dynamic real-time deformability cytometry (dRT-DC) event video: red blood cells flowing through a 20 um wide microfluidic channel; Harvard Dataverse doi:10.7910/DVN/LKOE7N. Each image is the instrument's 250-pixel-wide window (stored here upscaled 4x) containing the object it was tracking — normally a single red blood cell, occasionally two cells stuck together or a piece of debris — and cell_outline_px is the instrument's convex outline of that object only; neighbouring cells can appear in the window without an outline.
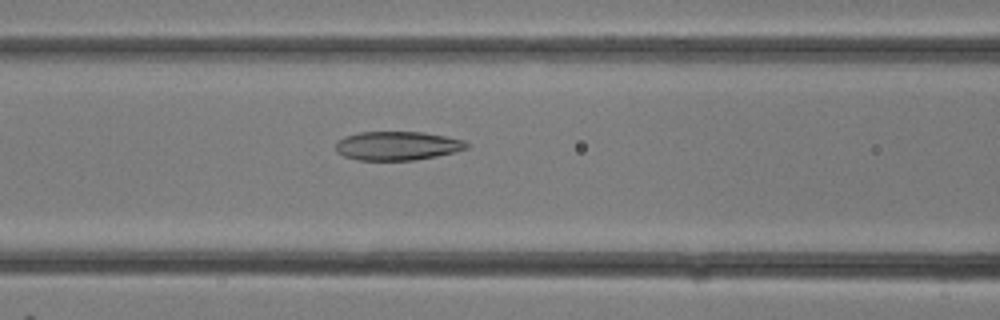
{"species": "common noctule bat (a hibernating species)", "species_latin": "Nyctalus noctula", "temperature_condition": "room temperature", "stored_images_in_passage": 18, "camera_frame_rate_fps": 3000, "um_per_image_px": 0.085, "animal": {"sex": "female"}, "frame": {"image": 1, "passage_image": 4, "time_ms": 1.0, "image_size_px": [1000, 320], "cell_outline_px": [[468, 148], [436, 156], [416, 160], [356, 160], [344, 156], [336, 152], [336, 140], [344, 136], [360, 132], [424, 132], [464, 140], [468, 144]], "centroid_in_image_um": [33.73, 12.39], "position_along_channel_um": 132.9, "area_um2": 22.02}}
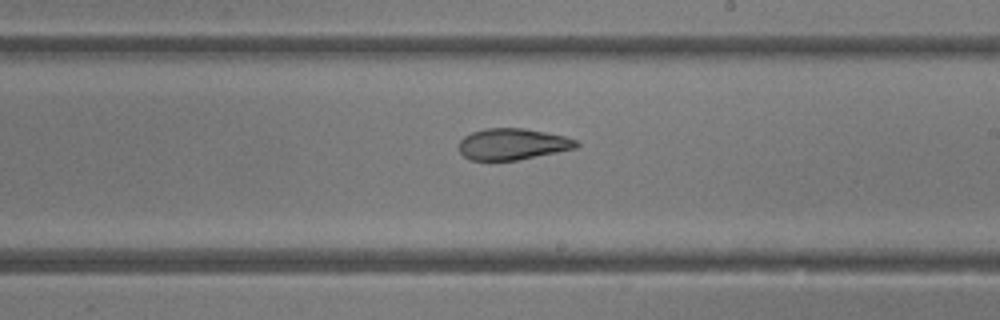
{"frame": {"image": 2, "passage_image": 9, "time_ms": 2.667, "image_size_px": [1000, 320], "cell_outline_px": [[580, 144], [576, 148], [516, 160], [472, 160], [464, 156], [460, 152], [460, 140], [464, 136], [472, 132], [484, 128], [524, 128], [564, 136], [576, 140]], "centroid_in_image_um": [43.56, 12.24], "position_along_channel_um": 245.4, "area_um2": 21.21}}
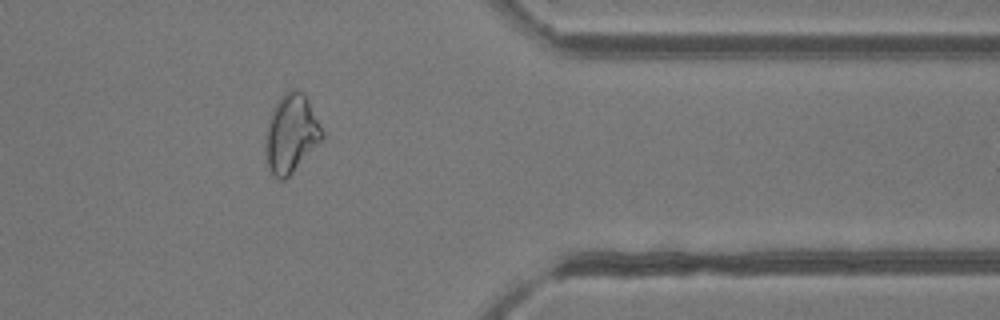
{"frame": {"image": 3, "passage_image": 16, "time_ms": 5.0, "image_size_px": [1000, 320], "cell_outline_px": [[324, 136], [292, 172], [284, 180], [280, 180], [268, 168], [264, 136], [276, 100], [288, 88], [296, 88], [304, 92], [324, 132]], "centroid_in_image_um": [24.73, 11.29], "position_along_channel_um": 386.7, "area_um2": 25.61}}